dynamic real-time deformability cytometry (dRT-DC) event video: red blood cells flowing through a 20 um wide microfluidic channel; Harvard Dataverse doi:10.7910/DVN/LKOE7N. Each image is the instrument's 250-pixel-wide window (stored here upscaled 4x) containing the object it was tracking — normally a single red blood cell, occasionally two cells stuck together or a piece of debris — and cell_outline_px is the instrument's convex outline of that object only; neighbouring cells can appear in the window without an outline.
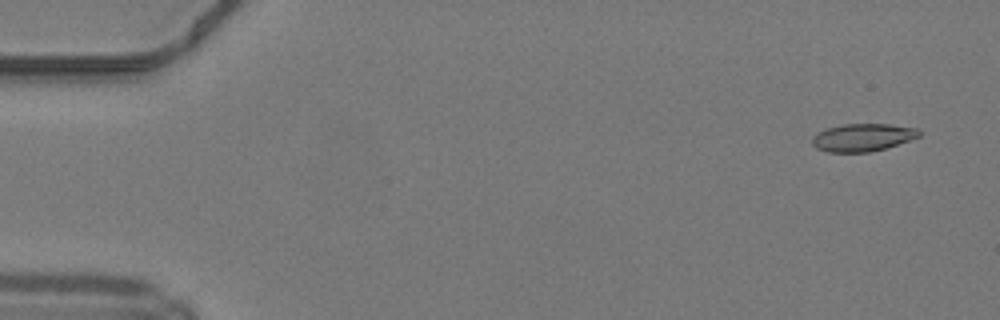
{"species": "common noctule bat (a hibernating species)", "species_latin": "Nyctalus noctula", "temperature_condition": "warm", "stored_images_in_passage": 14, "camera_frame_rate_fps": 3000, "um_per_image_px": 0.085, "animal": {"sex": "male", "body_mass_g": 19.2, "forearm_length_mm": 51.8}, "frame": {"image": 1, "passage_image": 3, "time_ms": 0.667, "image_size_px": [1000, 320], "cell_outline_px": [[920, 136], [884, 148], [868, 152], [828, 152], [816, 148], [812, 144], [812, 136], [816, 132], [840, 124], [888, 124], [920, 128]], "centroid_in_image_um": [73.29, 11.67], "position_along_channel_um": 11.7, "area_um2": 17.22}}